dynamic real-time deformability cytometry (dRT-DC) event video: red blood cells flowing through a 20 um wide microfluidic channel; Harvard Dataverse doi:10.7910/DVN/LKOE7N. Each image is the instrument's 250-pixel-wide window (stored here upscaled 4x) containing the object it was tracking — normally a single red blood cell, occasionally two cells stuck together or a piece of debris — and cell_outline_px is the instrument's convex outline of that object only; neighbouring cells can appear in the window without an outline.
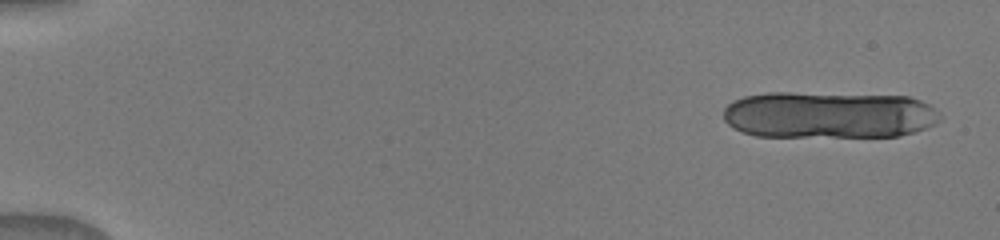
{"species": "human", "species_latin": "Homo sapiens", "temperature_condition": "warm", "stored_images_in_passage": 8, "camera_frame_rate_fps": 3000, "um_per_image_px": 0.085, "donor": {"sex": "male"}, "frame": {"image": 1, "passage_image": 1, "time_ms": 0.0, "image_size_px": [1000, 240], "cell_outline_px": [[940, 120], [936, 124], [900, 136], [756, 136], [732, 128], [724, 120], [724, 108], [732, 100], [744, 96], [768, 92], [792, 92], [908, 96], [920, 100], [928, 104], [940, 116]], "centroid_in_image_um": [70.41, 9.75], "position_along_channel_um": 14.6, "area_um2": 59.42}}